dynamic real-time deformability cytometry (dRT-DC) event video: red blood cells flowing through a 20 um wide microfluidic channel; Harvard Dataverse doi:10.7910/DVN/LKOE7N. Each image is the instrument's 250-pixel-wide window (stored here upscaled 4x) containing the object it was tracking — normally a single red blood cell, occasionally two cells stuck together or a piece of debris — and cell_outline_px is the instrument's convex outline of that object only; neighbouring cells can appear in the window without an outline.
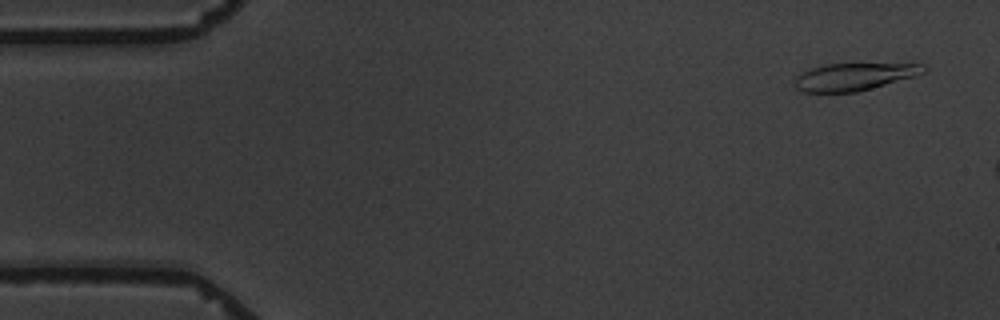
{"species": "common noctule bat (a hibernating species)", "species_latin": "Nyctalus noctula", "temperature_condition": "warm", "stored_images_in_passage": 4, "camera_frame_rate_fps": 3000, "um_per_image_px": 0.085, "animal": {"sex": "male", "body_mass_g": 19.5, "forearm_length_mm": 54.6}, "frame": {"image": 1, "passage_image": 1, "time_ms": 0.0, "image_size_px": [1000, 320], "cell_outline_px": [[928, 68], [924, 72], [912, 76], [856, 92], [804, 92], [796, 88], [792, 80], [800, 72], [824, 64], [924, 64]], "centroid_in_image_um": [72.51, 6.52], "position_along_channel_um": 12.5, "area_um2": 20.29}}